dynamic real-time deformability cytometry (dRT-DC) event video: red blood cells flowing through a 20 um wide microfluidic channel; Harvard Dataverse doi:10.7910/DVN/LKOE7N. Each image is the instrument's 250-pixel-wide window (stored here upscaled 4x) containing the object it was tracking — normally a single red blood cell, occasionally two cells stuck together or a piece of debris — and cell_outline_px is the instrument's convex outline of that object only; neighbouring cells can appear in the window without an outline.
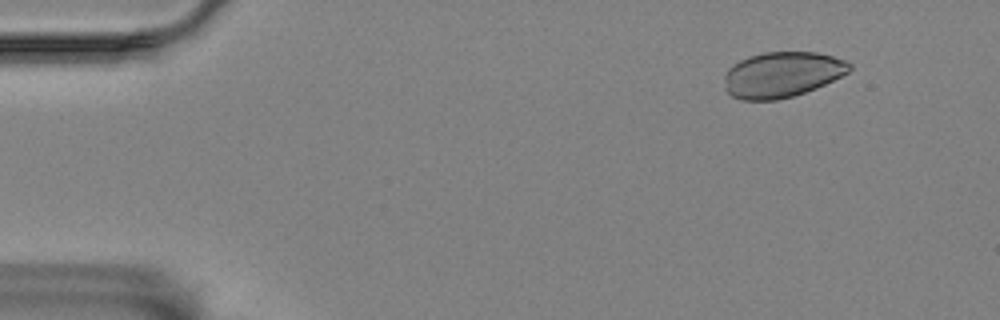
{"species": "Egyptian fruit bat (a non-hibernating species)", "species_latin": "Rousettus aegyptiacus", "temperature_condition": "room temperature", "stored_images_in_passage": 57, "camera_frame_rate_fps": 3000, "um_per_image_px": 0.085, "animal": {"sex": "female"}, "frame": {"image": 1, "passage_image": 6, "time_ms": 1.667, "image_size_px": [1000, 320], "cell_outline_px": [[852, 68], [848, 72], [816, 88], [792, 96], [776, 100], [740, 100], [732, 96], [724, 88], [724, 76], [728, 68], [732, 64], [748, 56], [764, 52], [816, 52], [832, 56], [844, 60], [852, 64]], "centroid_in_image_um": [66.43, 6.33], "position_along_channel_um": 18.6, "area_um2": 33.23}}
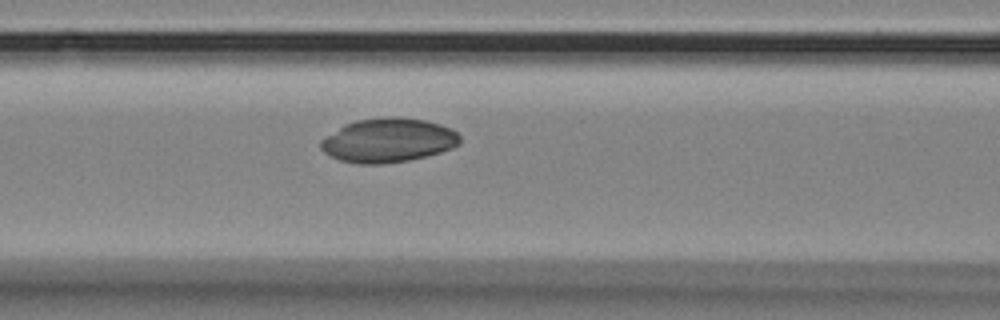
{"frame": {"image": 2, "passage_image": 24, "time_ms": 7.667, "image_size_px": [1000, 320], "cell_outline_px": [[460, 144], [452, 148], [440, 152], [408, 160], [380, 164], [360, 164], [340, 160], [324, 152], [320, 148], [320, 140], [324, 136], [344, 124], [356, 120], [384, 116], [392, 116], [424, 120], [440, 124], [452, 128], [460, 136]], "centroid_in_image_um": [32.98, 11.91], "position_along_channel_um": 133.6, "area_um2": 35.89}}
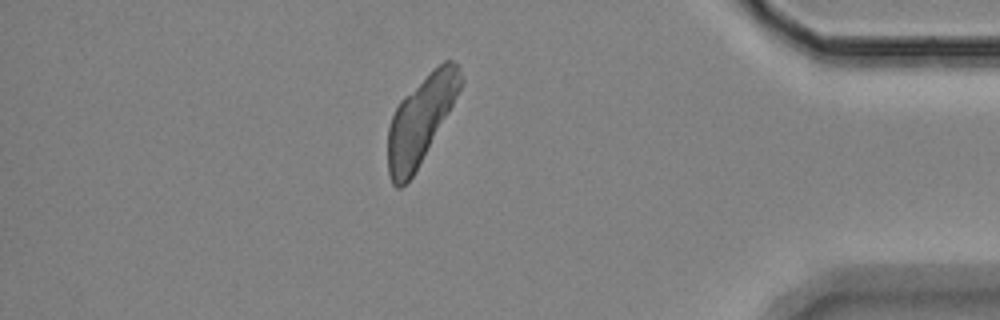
{"frame": {"image": 3, "passage_image": 50, "time_ms": 16.333, "image_size_px": [1000, 320], "cell_outline_px": [[464, 80], [448, 112], [412, 176], [400, 188], [396, 188], [392, 184], [388, 172], [388, 128], [392, 116], [400, 100], [404, 96], [444, 60], [452, 60], [460, 68]], "centroid_in_image_um": [35.74, 10.19], "position_along_channel_um": 399.5, "area_um2": 35.84}}